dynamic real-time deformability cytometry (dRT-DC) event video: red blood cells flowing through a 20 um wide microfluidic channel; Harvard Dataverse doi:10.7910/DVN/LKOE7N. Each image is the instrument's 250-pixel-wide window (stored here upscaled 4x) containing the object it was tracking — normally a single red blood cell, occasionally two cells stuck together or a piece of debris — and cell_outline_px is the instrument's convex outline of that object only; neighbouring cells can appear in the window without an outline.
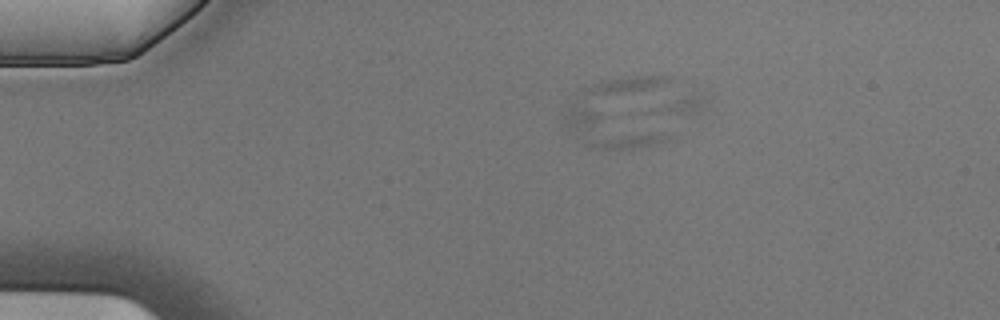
{"species": "Egyptian fruit bat (a non-hibernating species)", "species_latin": "Rousettus aegyptiacus", "temperature_condition": "cold", "stored_images_in_passage": 6, "camera_frame_rate_fps": 3000, "um_per_image_px": 0.085, "animal": {"sex": "male"}, "frame": {"image": 1, "passage_image": 4, "time_ms": 1.0, "image_size_px": [1000, 320], "cell_outline_px": [[668, 140], [656, 144], [632, 148], [600, 148], [584, 144], [572, 136], [564, 124], [564, 116], [576, 96], [668, 136]], "centroid_in_image_um": [51.61, 10.86], "position_along_channel_um": 33.4, "area_um2": 22.08}}